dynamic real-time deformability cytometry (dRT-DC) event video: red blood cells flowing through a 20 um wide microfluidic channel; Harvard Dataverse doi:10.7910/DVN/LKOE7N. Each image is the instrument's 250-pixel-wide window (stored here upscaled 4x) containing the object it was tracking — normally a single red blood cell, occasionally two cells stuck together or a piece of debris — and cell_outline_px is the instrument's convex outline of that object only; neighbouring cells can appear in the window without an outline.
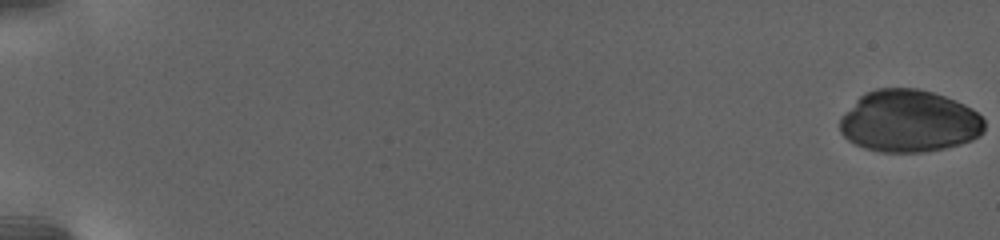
{"species": "human", "species_latin": "Homo sapiens", "temperature_condition": "warm", "stored_images_in_passage": 43, "camera_frame_rate_fps": 3000, "um_per_image_px": 0.085, "donor": {"sex": "female"}, "frame": {"image": 1, "passage_image": 1, "time_ms": 0.0, "image_size_px": [1000, 240], "cell_outline_px": [[984, 132], [980, 136], [972, 140], [960, 144], [944, 148], [920, 152], [884, 152], [864, 148], [848, 140], [840, 132], [840, 116], [860, 96], [876, 88], [916, 88], [932, 92], [956, 100], [972, 108], [984, 120]], "centroid_in_image_um": [77.27, 10.3], "position_along_channel_um": 7.7, "area_um2": 52.42}}
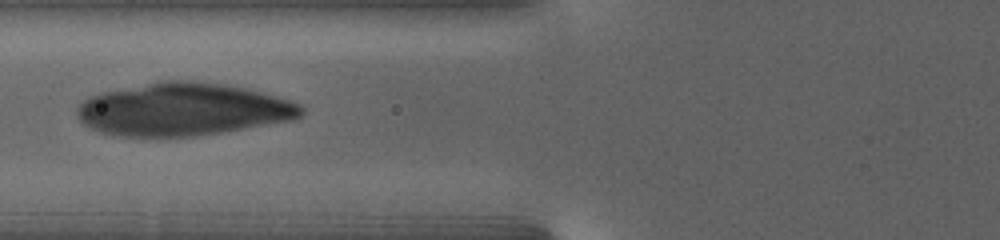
{"frame": {"image": 2, "passage_image": 24, "time_ms": 11.333, "image_size_px": [1000, 240], "cell_outline_px": [[304, 112], [300, 116], [292, 120], [196, 136], [116, 136], [100, 132], [88, 128], [80, 120], [76, 112], [76, 108], [88, 96], [100, 92], [160, 80], [188, 80], [224, 84], [244, 88], [288, 100], [300, 104], [304, 108]], "centroid_in_image_um": [15.48, 9.29], "position_along_channel_um": 110.3, "area_um2": 68.78}}
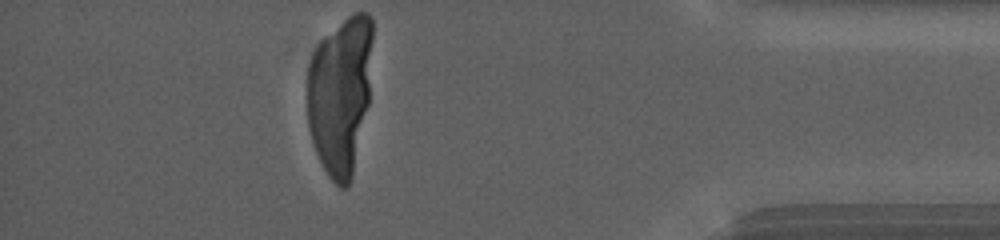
{"frame": {"image": 3, "passage_image": 43, "time_ms": 23.667, "image_size_px": [1000, 240], "cell_outline_px": [[372, 40], [368, 104], [352, 180], [348, 188], [340, 188], [328, 176], [316, 152], [308, 128], [308, 64], [320, 40], [324, 36], [348, 16], [356, 12], [368, 12], [372, 16]], "centroid_in_image_um": [28.93, 8.08], "position_along_channel_um": 406.3, "area_um2": 60.4}}